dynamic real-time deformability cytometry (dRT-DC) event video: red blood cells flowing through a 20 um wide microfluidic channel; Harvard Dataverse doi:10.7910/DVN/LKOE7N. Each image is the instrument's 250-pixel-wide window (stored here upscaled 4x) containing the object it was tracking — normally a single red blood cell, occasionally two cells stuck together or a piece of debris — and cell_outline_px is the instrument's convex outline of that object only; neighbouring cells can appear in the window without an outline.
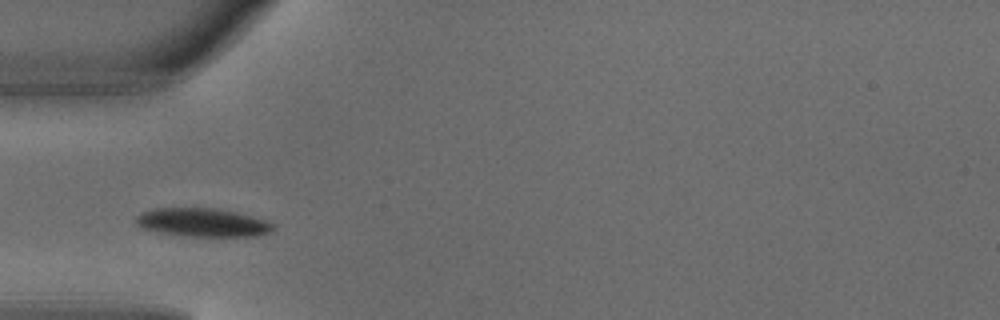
{"species": "common noctule bat (a hibernating species)", "species_latin": "Nyctalus noctula", "temperature_condition": "warm", "stored_images_in_passage": 1, "camera_frame_rate_fps": 3000, "um_per_image_px": 0.085, "animal": {"sex": "male", "body_mass_g": 18.8}, "frame": {"image": 1, "passage_image": 1, "time_ms": 0.0, "image_size_px": [1000, 320], "cell_outline_px": [[276, 228], [272, 232], [256, 236], [180, 236], [156, 232], [144, 228], [136, 224], [136, 216], [140, 212], [152, 208], [220, 208], [236, 212], [264, 220], [276, 224]], "centroid_in_image_um": [17.22, 18.91], "position_along_channel_um": 67.8, "area_um2": 23.06}}